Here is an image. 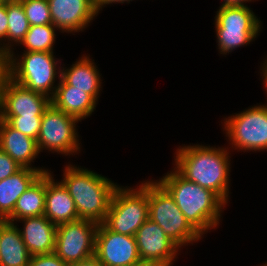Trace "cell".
I'll list each match as a JSON object with an SVG mask.
<instances>
[{
  "instance_id": "d590c367",
  "label": "cell",
  "mask_w": 267,
  "mask_h": 266,
  "mask_svg": "<svg viewBox=\"0 0 267 266\" xmlns=\"http://www.w3.org/2000/svg\"><path fill=\"white\" fill-rule=\"evenodd\" d=\"M5 222V220L0 219V226Z\"/></svg>"
},
{
  "instance_id": "277c9868",
  "label": "cell",
  "mask_w": 267,
  "mask_h": 266,
  "mask_svg": "<svg viewBox=\"0 0 267 266\" xmlns=\"http://www.w3.org/2000/svg\"><path fill=\"white\" fill-rule=\"evenodd\" d=\"M149 219L159 225L179 248L202 236L189 224L170 193L157 181H148Z\"/></svg>"
},
{
  "instance_id": "6da1fadb",
  "label": "cell",
  "mask_w": 267,
  "mask_h": 266,
  "mask_svg": "<svg viewBox=\"0 0 267 266\" xmlns=\"http://www.w3.org/2000/svg\"><path fill=\"white\" fill-rule=\"evenodd\" d=\"M228 154V147L180 146L174 157V169L186 180L212 190L228 203L231 169Z\"/></svg>"
},
{
  "instance_id": "836d02e7",
  "label": "cell",
  "mask_w": 267,
  "mask_h": 266,
  "mask_svg": "<svg viewBox=\"0 0 267 266\" xmlns=\"http://www.w3.org/2000/svg\"><path fill=\"white\" fill-rule=\"evenodd\" d=\"M251 1L252 0H224L222 5L246 6V2H251Z\"/></svg>"
},
{
  "instance_id": "f1b7e54d",
  "label": "cell",
  "mask_w": 267,
  "mask_h": 266,
  "mask_svg": "<svg viewBox=\"0 0 267 266\" xmlns=\"http://www.w3.org/2000/svg\"><path fill=\"white\" fill-rule=\"evenodd\" d=\"M10 79V54L0 49V93Z\"/></svg>"
},
{
  "instance_id": "d6986e66",
  "label": "cell",
  "mask_w": 267,
  "mask_h": 266,
  "mask_svg": "<svg viewBox=\"0 0 267 266\" xmlns=\"http://www.w3.org/2000/svg\"><path fill=\"white\" fill-rule=\"evenodd\" d=\"M50 170H35L22 167L10 177L0 181V219L6 220L14 210L18 198L43 173Z\"/></svg>"
},
{
  "instance_id": "f546056e",
  "label": "cell",
  "mask_w": 267,
  "mask_h": 266,
  "mask_svg": "<svg viewBox=\"0 0 267 266\" xmlns=\"http://www.w3.org/2000/svg\"><path fill=\"white\" fill-rule=\"evenodd\" d=\"M8 16L7 1L0 4V49L5 51V42L7 40ZM4 41V42H3Z\"/></svg>"
},
{
  "instance_id": "ffe728a7",
  "label": "cell",
  "mask_w": 267,
  "mask_h": 266,
  "mask_svg": "<svg viewBox=\"0 0 267 266\" xmlns=\"http://www.w3.org/2000/svg\"><path fill=\"white\" fill-rule=\"evenodd\" d=\"M93 61L87 55H83L70 68L64 69L61 66V78L72 86V89L84 90L98 101L100 90H102V80Z\"/></svg>"
},
{
  "instance_id": "e0dca14e",
  "label": "cell",
  "mask_w": 267,
  "mask_h": 266,
  "mask_svg": "<svg viewBox=\"0 0 267 266\" xmlns=\"http://www.w3.org/2000/svg\"><path fill=\"white\" fill-rule=\"evenodd\" d=\"M0 149L8 154L21 167H28L35 170H48L31 166L32 162H34V159L37 158L39 154L36 140L24 135L1 119Z\"/></svg>"
},
{
  "instance_id": "484cf974",
  "label": "cell",
  "mask_w": 267,
  "mask_h": 266,
  "mask_svg": "<svg viewBox=\"0 0 267 266\" xmlns=\"http://www.w3.org/2000/svg\"><path fill=\"white\" fill-rule=\"evenodd\" d=\"M0 119L6 121L11 127L24 135L37 140L42 117H0Z\"/></svg>"
},
{
  "instance_id": "9c48e42d",
  "label": "cell",
  "mask_w": 267,
  "mask_h": 266,
  "mask_svg": "<svg viewBox=\"0 0 267 266\" xmlns=\"http://www.w3.org/2000/svg\"><path fill=\"white\" fill-rule=\"evenodd\" d=\"M78 122L77 118L50 104L43 113L40 133L36 140L39 153L45 149L64 156L77 154V151L81 150L76 129Z\"/></svg>"
},
{
  "instance_id": "7c38bea8",
  "label": "cell",
  "mask_w": 267,
  "mask_h": 266,
  "mask_svg": "<svg viewBox=\"0 0 267 266\" xmlns=\"http://www.w3.org/2000/svg\"><path fill=\"white\" fill-rule=\"evenodd\" d=\"M51 98L9 79L0 93V117H42Z\"/></svg>"
},
{
  "instance_id": "30bf717a",
  "label": "cell",
  "mask_w": 267,
  "mask_h": 266,
  "mask_svg": "<svg viewBox=\"0 0 267 266\" xmlns=\"http://www.w3.org/2000/svg\"><path fill=\"white\" fill-rule=\"evenodd\" d=\"M97 227V223L82 219L58 225L54 253L66 264L95 255Z\"/></svg>"
},
{
  "instance_id": "3957f363",
  "label": "cell",
  "mask_w": 267,
  "mask_h": 266,
  "mask_svg": "<svg viewBox=\"0 0 267 266\" xmlns=\"http://www.w3.org/2000/svg\"><path fill=\"white\" fill-rule=\"evenodd\" d=\"M60 181L75 203L79 219L97 224L105 221L118 184L96 172L66 165Z\"/></svg>"
},
{
  "instance_id": "603a6c76",
  "label": "cell",
  "mask_w": 267,
  "mask_h": 266,
  "mask_svg": "<svg viewBox=\"0 0 267 266\" xmlns=\"http://www.w3.org/2000/svg\"><path fill=\"white\" fill-rule=\"evenodd\" d=\"M7 43H5V51L11 52L12 46L19 45L25 38L30 24L25 15V11L20 0L7 1ZM14 43V44H13Z\"/></svg>"
},
{
  "instance_id": "7a4b0ae2",
  "label": "cell",
  "mask_w": 267,
  "mask_h": 266,
  "mask_svg": "<svg viewBox=\"0 0 267 266\" xmlns=\"http://www.w3.org/2000/svg\"><path fill=\"white\" fill-rule=\"evenodd\" d=\"M157 181L170 193L186 220L202 237L219 225L226 203L212 190L186 180L174 168Z\"/></svg>"
},
{
  "instance_id": "52a82bcc",
  "label": "cell",
  "mask_w": 267,
  "mask_h": 266,
  "mask_svg": "<svg viewBox=\"0 0 267 266\" xmlns=\"http://www.w3.org/2000/svg\"><path fill=\"white\" fill-rule=\"evenodd\" d=\"M216 13V37L221 54L231 53L259 36L261 21L248 5H220Z\"/></svg>"
},
{
  "instance_id": "ba28073f",
  "label": "cell",
  "mask_w": 267,
  "mask_h": 266,
  "mask_svg": "<svg viewBox=\"0 0 267 266\" xmlns=\"http://www.w3.org/2000/svg\"><path fill=\"white\" fill-rule=\"evenodd\" d=\"M230 116L224 119L223 131L231 147L241 152L267 151V105L252 106Z\"/></svg>"
},
{
  "instance_id": "8992f818",
  "label": "cell",
  "mask_w": 267,
  "mask_h": 266,
  "mask_svg": "<svg viewBox=\"0 0 267 266\" xmlns=\"http://www.w3.org/2000/svg\"><path fill=\"white\" fill-rule=\"evenodd\" d=\"M148 218V181H144L135 189L117 187L103 224L113 232L135 236Z\"/></svg>"
},
{
  "instance_id": "5bb4252c",
  "label": "cell",
  "mask_w": 267,
  "mask_h": 266,
  "mask_svg": "<svg viewBox=\"0 0 267 266\" xmlns=\"http://www.w3.org/2000/svg\"><path fill=\"white\" fill-rule=\"evenodd\" d=\"M135 239L141 260H156L172 265L181 250L162 228L149 218L138 229Z\"/></svg>"
},
{
  "instance_id": "1f68e13d",
  "label": "cell",
  "mask_w": 267,
  "mask_h": 266,
  "mask_svg": "<svg viewBox=\"0 0 267 266\" xmlns=\"http://www.w3.org/2000/svg\"><path fill=\"white\" fill-rule=\"evenodd\" d=\"M130 1L132 0H93V3H94V7H95V10L96 12L99 14L100 10L103 9L102 7H105V5L107 4H113V3H124V2H127V3H130Z\"/></svg>"
},
{
  "instance_id": "ac0fdd59",
  "label": "cell",
  "mask_w": 267,
  "mask_h": 266,
  "mask_svg": "<svg viewBox=\"0 0 267 266\" xmlns=\"http://www.w3.org/2000/svg\"><path fill=\"white\" fill-rule=\"evenodd\" d=\"M58 82L51 104L79 121L91 116L97 101L84 90L72 89L62 78Z\"/></svg>"
},
{
  "instance_id": "83f0119b",
  "label": "cell",
  "mask_w": 267,
  "mask_h": 266,
  "mask_svg": "<svg viewBox=\"0 0 267 266\" xmlns=\"http://www.w3.org/2000/svg\"><path fill=\"white\" fill-rule=\"evenodd\" d=\"M28 266H67V264L52 252L31 256Z\"/></svg>"
},
{
  "instance_id": "4dcf8cb0",
  "label": "cell",
  "mask_w": 267,
  "mask_h": 266,
  "mask_svg": "<svg viewBox=\"0 0 267 266\" xmlns=\"http://www.w3.org/2000/svg\"><path fill=\"white\" fill-rule=\"evenodd\" d=\"M67 266H104L97 258L95 255L85 259L81 260L79 262L75 263H69Z\"/></svg>"
},
{
  "instance_id": "cb8c5ba5",
  "label": "cell",
  "mask_w": 267,
  "mask_h": 266,
  "mask_svg": "<svg viewBox=\"0 0 267 266\" xmlns=\"http://www.w3.org/2000/svg\"><path fill=\"white\" fill-rule=\"evenodd\" d=\"M53 24L30 26L25 38L21 41L24 52H53L55 43V30Z\"/></svg>"
},
{
  "instance_id": "7402d4cb",
  "label": "cell",
  "mask_w": 267,
  "mask_h": 266,
  "mask_svg": "<svg viewBox=\"0 0 267 266\" xmlns=\"http://www.w3.org/2000/svg\"><path fill=\"white\" fill-rule=\"evenodd\" d=\"M46 173L41 174L18 198L13 213L5 220L15 223L19 219L44 215Z\"/></svg>"
},
{
  "instance_id": "d6a6232c",
  "label": "cell",
  "mask_w": 267,
  "mask_h": 266,
  "mask_svg": "<svg viewBox=\"0 0 267 266\" xmlns=\"http://www.w3.org/2000/svg\"><path fill=\"white\" fill-rule=\"evenodd\" d=\"M132 266H171V264H167L156 260H139Z\"/></svg>"
},
{
  "instance_id": "d4e9b609",
  "label": "cell",
  "mask_w": 267,
  "mask_h": 266,
  "mask_svg": "<svg viewBox=\"0 0 267 266\" xmlns=\"http://www.w3.org/2000/svg\"><path fill=\"white\" fill-rule=\"evenodd\" d=\"M30 26L52 24L48 0H20Z\"/></svg>"
},
{
  "instance_id": "2e32d148",
  "label": "cell",
  "mask_w": 267,
  "mask_h": 266,
  "mask_svg": "<svg viewBox=\"0 0 267 266\" xmlns=\"http://www.w3.org/2000/svg\"><path fill=\"white\" fill-rule=\"evenodd\" d=\"M23 223L18 228L31 256L52 253L55 250L57 226L44 215L17 220Z\"/></svg>"
},
{
  "instance_id": "5b68a950",
  "label": "cell",
  "mask_w": 267,
  "mask_h": 266,
  "mask_svg": "<svg viewBox=\"0 0 267 266\" xmlns=\"http://www.w3.org/2000/svg\"><path fill=\"white\" fill-rule=\"evenodd\" d=\"M9 54L10 79L52 98L57 87L54 86L56 78H61V66H58L60 60H56L54 52H23L20 57H16L13 51Z\"/></svg>"
},
{
  "instance_id": "4fadbf2b",
  "label": "cell",
  "mask_w": 267,
  "mask_h": 266,
  "mask_svg": "<svg viewBox=\"0 0 267 266\" xmlns=\"http://www.w3.org/2000/svg\"><path fill=\"white\" fill-rule=\"evenodd\" d=\"M52 24L61 33H76L98 15L93 0H48Z\"/></svg>"
},
{
  "instance_id": "9a60e30c",
  "label": "cell",
  "mask_w": 267,
  "mask_h": 266,
  "mask_svg": "<svg viewBox=\"0 0 267 266\" xmlns=\"http://www.w3.org/2000/svg\"><path fill=\"white\" fill-rule=\"evenodd\" d=\"M51 171L46 172L44 216L54 225L79 220L74 200L61 182H55Z\"/></svg>"
},
{
  "instance_id": "44dd1931",
  "label": "cell",
  "mask_w": 267,
  "mask_h": 266,
  "mask_svg": "<svg viewBox=\"0 0 267 266\" xmlns=\"http://www.w3.org/2000/svg\"><path fill=\"white\" fill-rule=\"evenodd\" d=\"M31 255L15 223L0 226V266H28Z\"/></svg>"
},
{
  "instance_id": "e575fe53",
  "label": "cell",
  "mask_w": 267,
  "mask_h": 266,
  "mask_svg": "<svg viewBox=\"0 0 267 266\" xmlns=\"http://www.w3.org/2000/svg\"><path fill=\"white\" fill-rule=\"evenodd\" d=\"M261 70H262V72H261V75H263L262 76V79H263V84H264V86L263 87H265L266 89V92H267V59L264 61V63H263V67L261 66ZM267 94V93H266Z\"/></svg>"
},
{
  "instance_id": "4316f807",
  "label": "cell",
  "mask_w": 267,
  "mask_h": 266,
  "mask_svg": "<svg viewBox=\"0 0 267 266\" xmlns=\"http://www.w3.org/2000/svg\"><path fill=\"white\" fill-rule=\"evenodd\" d=\"M21 168L16 161L0 149V181L10 177Z\"/></svg>"
},
{
  "instance_id": "8fae6325",
  "label": "cell",
  "mask_w": 267,
  "mask_h": 266,
  "mask_svg": "<svg viewBox=\"0 0 267 266\" xmlns=\"http://www.w3.org/2000/svg\"><path fill=\"white\" fill-rule=\"evenodd\" d=\"M95 256L104 266H132L141 260L135 236L113 232L103 223L96 230Z\"/></svg>"
}]
</instances>
